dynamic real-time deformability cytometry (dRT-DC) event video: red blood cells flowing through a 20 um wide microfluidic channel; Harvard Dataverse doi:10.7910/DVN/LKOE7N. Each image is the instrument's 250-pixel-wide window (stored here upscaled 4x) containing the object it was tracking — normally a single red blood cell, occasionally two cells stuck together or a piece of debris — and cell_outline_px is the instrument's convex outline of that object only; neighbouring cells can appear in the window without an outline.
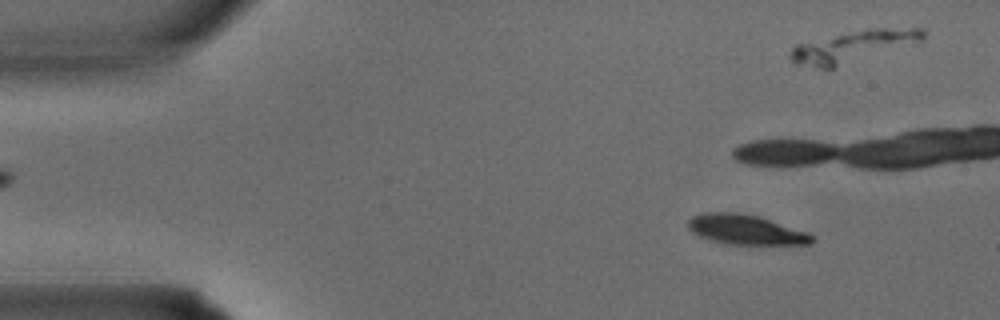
{"species": "common noctule bat (a hibernating species)", "species_latin": "Nyctalus noctula", "temperature_condition": "warm", "stored_images_in_passage": 9, "camera_frame_rate_fps": 3000, "um_per_image_px": 0.085, "animal": {"sex": "male", "body_mass_g": 15.6}, "frame": {"image": 1, "passage_image": 4, "time_ms": 1.0, "image_size_px": [1000, 320], "cell_outline_px": [[816, 240], [812, 244], [728, 244], [712, 240], [700, 236], [692, 232], [688, 228], [688, 220], [692, 216], [704, 212], [736, 212], [760, 216], [808, 232]], "centroid_in_image_um": [63.4, 19.51], "position_along_channel_um": 21.6, "area_um2": 21.56}}